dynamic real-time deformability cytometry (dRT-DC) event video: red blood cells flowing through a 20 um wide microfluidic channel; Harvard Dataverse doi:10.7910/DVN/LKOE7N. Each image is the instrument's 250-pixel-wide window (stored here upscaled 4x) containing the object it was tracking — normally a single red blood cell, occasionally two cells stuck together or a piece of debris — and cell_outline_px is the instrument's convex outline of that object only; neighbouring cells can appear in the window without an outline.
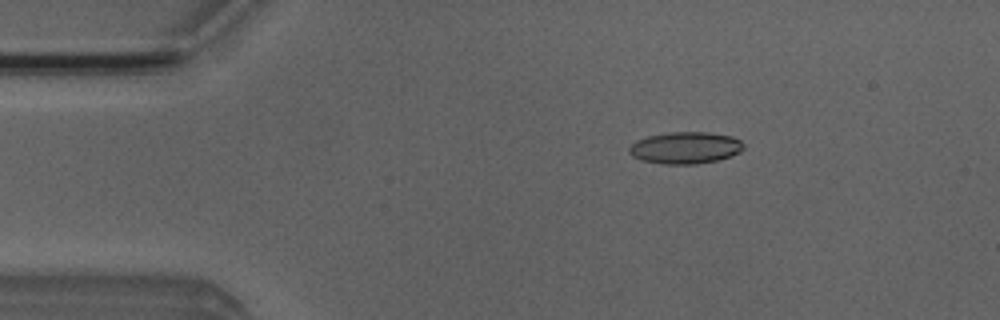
{"species": "Egyptian fruit bat (a non-hibernating species)", "species_latin": "Rousettus aegyptiacus", "temperature_condition": "room temperature", "stored_images_in_passage": 8, "camera_frame_rate_fps": 3000, "um_per_image_px": 0.085, "animal": {"sex": "male"}, "frame": {"image": 1, "passage_image": 3, "time_ms": 2.333, "image_size_px": [1000, 320], "cell_outline_px": [[744, 148], [740, 152], [716, 160], [696, 164], [664, 164], [640, 160], [632, 156], [628, 152], [628, 148], [636, 140], [648, 136], [668, 132], [708, 132], [732, 136], [740, 140], [744, 144]], "centroid_in_image_um": [58.23, 12.55], "position_along_channel_um": 26.8, "area_um2": 21.27}}
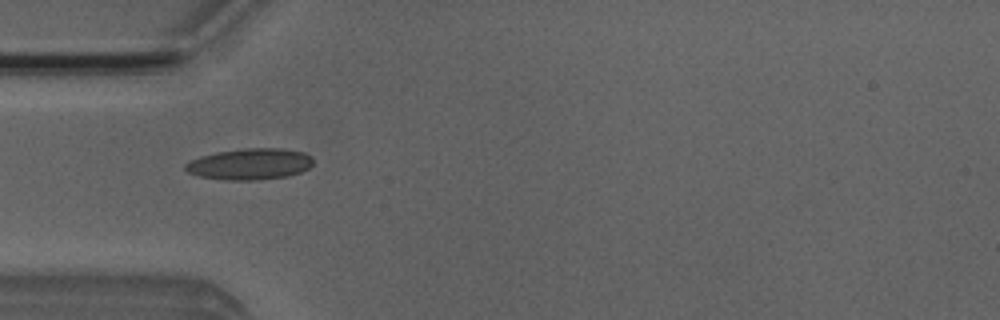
{"frame": {"image": 2, "passage_image": 5, "time_ms": 4.667, "image_size_px": [1000, 320], "cell_outline_px": [[312, 164], [308, 168], [300, 172], [288, 176], [256, 180], [228, 180], [200, 176], [188, 172], [184, 168], [184, 164], [200, 156], [216, 152], [244, 148], [284, 148], [304, 152], [312, 156]], "centroid_in_image_um": [21.25, 13.93], "position_along_channel_um": 63.7, "area_um2": 23.29}}
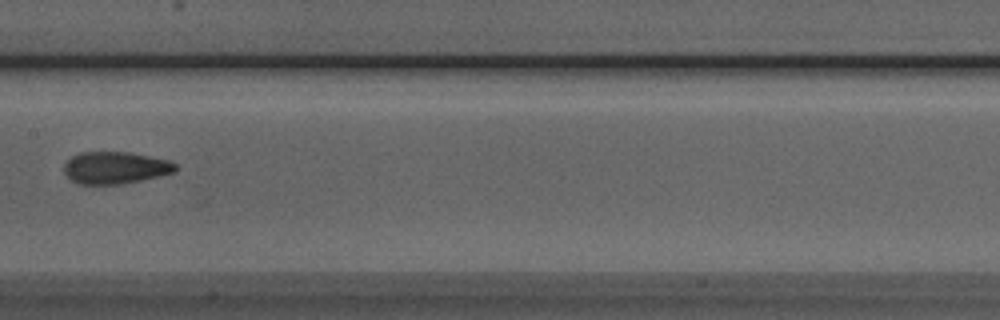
{"frame": {"image": 3, "passage_image": 8, "time_ms": 8.0, "image_size_px": [1000, 320], "cell_outline_px": [[176, 168], [172, 172], [140, 180], [120, 184], [76, 184], [64, 172], [64, 164], [72, 156], [80, 152], [128, 152], [168, 160], [176, 164]], "centroid_in_image_um": [9.74, 14.25], "position_along_channel_um": 197.7, "area_um2": 20.52}}